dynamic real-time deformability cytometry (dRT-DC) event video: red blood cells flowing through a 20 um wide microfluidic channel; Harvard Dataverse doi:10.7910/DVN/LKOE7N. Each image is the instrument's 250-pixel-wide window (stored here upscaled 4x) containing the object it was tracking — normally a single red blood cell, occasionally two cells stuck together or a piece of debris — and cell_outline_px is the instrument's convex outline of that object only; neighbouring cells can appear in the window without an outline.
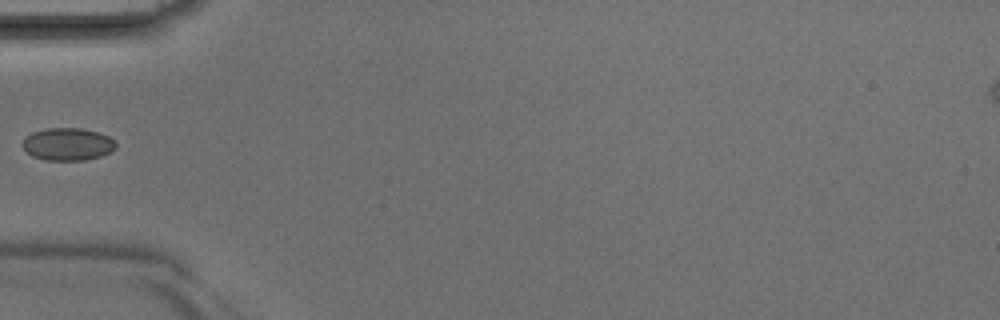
{"species": "Egyptian fruit bat (a non-hibernating species)", "species_latin": "Rousettus aegyptiacus", "temperature_condition": "room temperature", "stored_images_in_passage": 5, "camera_frame_rate_fps": 3000, "um_per_image_px": 0.085, "animal": {"sex": "male"}, "frame": {"image": 1, "passage_image": 5, "time_ms": 1.333, "image_size_px": [1000, 320], "cell_outline_px": [[116, 148], [112, 152], [100, 156], [84, 160], [44, 160], [32, 156], [20, 144], [24, 136], [32, 132], [48, 128], [80, 128], [100, 132], [108, 136], [116, 144]], "centroid_in_image_um": [5.73, 12.25], "position_along_channel_um": 79.3, "area_um2": 17.86}}